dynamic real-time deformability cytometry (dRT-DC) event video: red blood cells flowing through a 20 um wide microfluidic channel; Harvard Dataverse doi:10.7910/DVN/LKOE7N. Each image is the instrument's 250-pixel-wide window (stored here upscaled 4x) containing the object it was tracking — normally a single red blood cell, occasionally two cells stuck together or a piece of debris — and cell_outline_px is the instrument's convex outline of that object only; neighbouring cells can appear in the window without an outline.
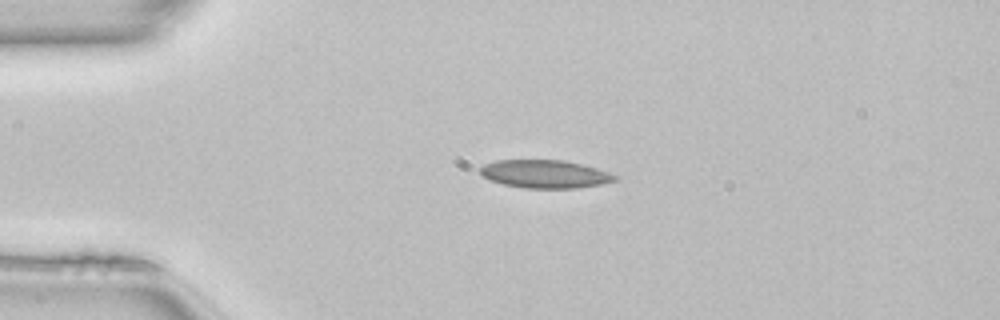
{"species": "common noctule bat (a hibernating species)", "species_latin": "Nyctalus noctula", "temperature_condition": "room temperature", "stored_images_in_passage": 39, "camera_frame_rate_fps": 3000, "um_per_image_px": 0.085, "animal": {"sex": "female", "body_mass_g": 22.7, "forearm_length_mm": 54.2}, "frame": {"image": 1, "passage_image": 1, "time_ms": 0.0, "image_size_px": [1000, 320], "cell_outline_px": [[620, 180], [600, 184], [576, 188], [524, 188], [504, 184], [488, 180], [480, 176], [480, 168], [484, 164], [496, 160], [564, 160], [596, 168], [608, 172], [616, 176]], "centroid_in_image_um": [46.28, 14.79], "position_along_channel_um": 38.7, "area_um2": 22.08}}
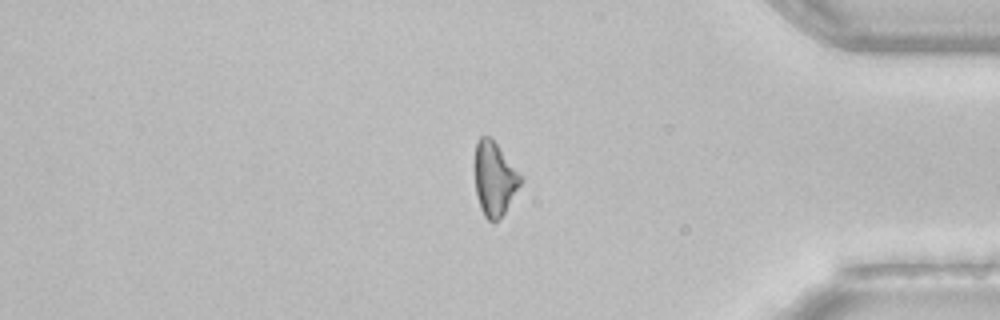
{"frame": {"image": 2, "passage_image": 31, "time_ms": 10.0, "image_size_px": [1000, 320], "cell_outline_px": [[524, 180], [504, 212], [492, 224], [484, 216], [480, 208], [476, 196], [476, 144], [480, 136], [492, 136], [524, 176]], "centroid_in_image_um": [42.08, 15.16], "position_along_channel_um": 393.1, "area_um2": 20.0}}
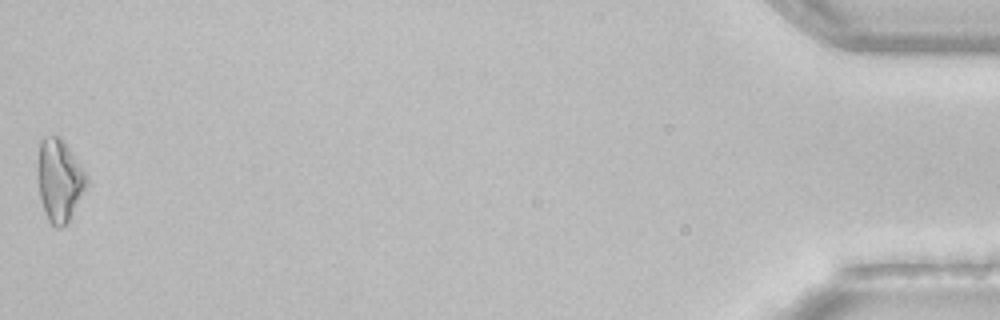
{"frame": {"image": 3, "passage_image": 39, "time_ms": 12.667, "image_size_px": [1000, 320], "cell_outline_px": [[88, 180], [68, 220], [60, 228], [56, 228], [48, 220], [44, 212], [40, 196], [36, 176], [36, 168], [40, 140], [44, 136], [60, 136], [64, 140], [84, 172]], "centroid_in_image_um": [4.98, 15.27], "position_along_channel_um": 430.2, "area_um2": 23.12}, "authors_computed_cell_mechanics": {"area_um2": 20.5768, "velocity_mm_per_s": 4.1247, "shape_relaxation_time_tau1_ms": null, "shape_relaxation_time_tau2_ms": 5.6387, "deformation_change_tau1": null, "deformation_change_tau2": 0.1474}}